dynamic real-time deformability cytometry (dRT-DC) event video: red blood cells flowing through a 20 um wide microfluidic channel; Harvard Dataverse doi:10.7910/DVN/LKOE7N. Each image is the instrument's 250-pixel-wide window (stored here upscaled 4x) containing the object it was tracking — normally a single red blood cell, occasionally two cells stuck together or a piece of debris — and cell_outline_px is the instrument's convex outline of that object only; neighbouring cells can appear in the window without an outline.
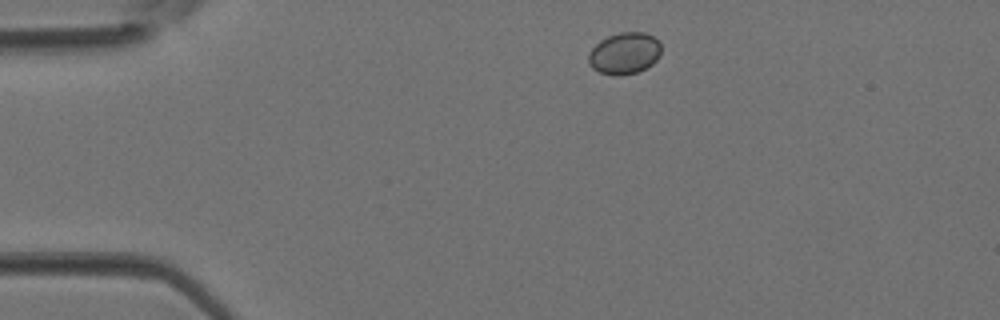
{"species": "Egyptian fruit bat (a non-hibernating species)", "species_latin": "Rousettus aegyptiacus", "temperature_condition": "room temperature", "stored_images_in_passage": 2, "camera_frame_rate_fps": 3000, "um_per_image_px": 0.085, "animal": {"sex": "female"}, "frame": {"image": 1, "passage_image": 1, "time_ms": 0.0, "image_size_px": [1000, 320], "cell_outline_px": [[660, 56], [652, 64], [636, 72], [620, 76], [612, 76], [600, 72], [592, 68], [588, 64], [588, 52], [600, 40], [608, 36], [620, 32], [644, 32], [652, 36], [660, 44]], "centroid_in_image_um": [53.04, 4.54], "position_along_channel_um": 32.0, "area_um2": 17.69}}